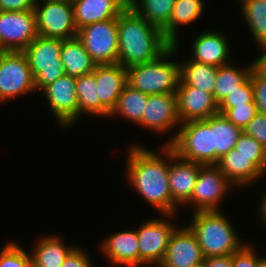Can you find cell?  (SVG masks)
Segmentation results:
<instances>
[{
    "mask_svg": "<svg viewBox=\"0 0 266 267\" xmlns=\"http://www.w3.org/2000/svg\"><path fill=\"white\" fill-rule=\"evenodd\" d=\"M255 245L249 241L238 251L232 254V267H258L262 255L256 253Z\"/></svg>",
    "mask_w": 266,
    "mask_h": 267,
    "instance_id": "cell-38",
    "label": "cell"
},
{
    "mask_svg": "<svg viewBox=\"0 0 266 267\" xmlns=\"http://www.w3.org/2000/svg\"><path fill=\"white\" fill-rule=\"evenodd\" d=\"M212 131L214 139V164L235 148L236 142L243 130L233 125L222 114L212 116Z\"/></svg>",
    "mask_w": 266,
    "mask_h": 267,
    "instance_id": "cell-30",
    "label": "cell"
},
{
    "mask_svg": "<svg viewBox=\"0 0 266 267\" xmlns=\"http://www.w3.org/2000/svg\"><path fill=\"white\" fill-rule=\"evenodd\" d=\"M169 146L183 159L202 165L214 164L212 116L205 120L181 123Z\"/></svg>",
    "mask_w": 266,
    "mask_h": 267,
    "instance_id": "cell-5",
    "label": "cell"
},
{
    "mask_svg": "<svg viewBox=\"0 0 266 267\" xmlns=\"http://www.w3.org/2000/svg\"><path fill=\"white\" fill-rule=\"evenodd\" d=\"M147 102V94L126 85L114 109L109 114L108 119L118 116L138 126L142 121V115L143 112H145V105H147Z\"/></svg>",
    "mask_w": 266,
    "mask_h": 267,
    "instance_id": "cell-28",
    "label": "cell"
},
{
    "mask_svg": "<svg viewBox=\"0 0 266 267\" xmlns=\"http://www.w3.org/2000/svg\"><path fill=\"white\" fill-rule=\"evenodd\" d=\"M235 148L245 156H253V163L266 175V149L258 141L242 132Z\"/></svg>",
    "mask_w": 266,
    "mask_h": 267,
    "instance_id": "cell-34",
    "label": "cell"
},
{
    "mask_svg": "<svg viewBox=\"0 0 266 267\" xmlns=\"http://www.w3.org/2000/svg\"><path fill=\"white\" fill-rule=\"evenodd\" d=\"M263 257L261 258V261L259 263L258 267H266V255L264 256V254H262Z\"/></svg>",
    "mask_w": 266,
    "mask_h": 267,
    "instance_id": "cell-45",
    "label": "cell"
},
{
    "mask_svg": "<svg viewBox=\"0 0 266 267\" xmlns=\"http://www.w3.org/2000/svg\"><path fill=\"white\" fill-rule=\"evenodd\" d=\"M76 93L79 103V120L85 114L100 117V98L93 73L76 78Z\"/></svg>",
    "mask_w": 266,
    "mask_h": 267,
    "instance_id": "cell-32",
    "label": "cell"
},
{
    "mask_svg": "<svg viewBox=\"0 0 266 267\" xmlns=\"http://www.w3.org/2000/svg\"><path fill=\"white\" fill-rule=\"evenodd\" d=\"M178 214H161L136 228L139 242V267H157L164 259L169 239L178 227L175 223Z\"/></svg>",
    "mask_w": 266,
    "mask_h": 267,
    "instance_id": "cell-7",
    "label": "cell"
},
{
    "mask_svg": "<svg viewBox=\"0 0 266 267\" xmlns=\"http://www.w3.org/2000/svg\"><path fill=\"white\" fill-rule=\"evenodd\" d=\"M191 216L187 226L197 237L204 258L232 255L248 242L241 239L237 227L222 210L197 211Z\"/></svg>",
    "mask_w": 266,
    "mask_h": 267,
    "instance_id": "cell-3",
    "label": "cell"
},
{
    "mask_svg": "<svg viewBox=\"0 0 266 267\" xmlns=\"http://www.w3.org/2000/svg\"><path fill=\"white\" fill-rule=\"evenodd\" d=\"M36 92L34 77L23 52L0 54V105Z\"/></svg>",
    "mask_w": 266,
    "mask_h": 267,
    "instance_id": "cell-9",
    "label": "cell"
},
{
    "mask_svg": "<svg viewBox=\"0 0 266 267\" xmlns=\"http://www.w3.org/2000/svg\"><path fill=\"white\" fill-rule=\"evenodd\" d=\"M98 248L110 265L139 267V242L136 228L108 234L102 239Z\"/></svg>",
    "mask_w": 266,
    "mask_h": 267,
    "instance_id": "cell-20",
    "label": "cell"
},
{
    "mask_svg": "<svg viewBox=\"0 0 266 267\" xmlns=\"http://www.w3.org/2000/svg\"><path fill=\"white\" fill-rule=\"evenodd\" d=\"M89 252L82 247L76 246L66 257L61 267H95L94 259Z\"/></svg>",
    "mask_w": 266,
    "mask_h": 267,
    "instance_id": "cell-40",
    "label": "cell"
},
{
    "mask_svg": "<svg viewBox=\"0 0 266 267\" xmlns=\"http://www.w3.org/2000/svg\"><path fill=\"white\" fill-rule=\"evenodd\" d=\"M202 262L204 256L197 237L184 223L172 233L164 259L158 267H192Z\"/></svg>",
    "mask_w": 266,
    "mask_h": 267,
    "instance_id": "cell-16",
    "label": "cell"
},
{
    "mask_svg": "<svg viewBox=\"0 0 266 267\" xmlns=\"http://www.w3.org/2000/svg\"><path fill=\"white\" fill-rule=\"evenodd\" d=\"M117 63L126 69L157 59L172 44L163 31L147 22L130 6L117 18Z\"/></svg>",
    "mask_w": 266,
    "mask_h": 267,
    "instance_id": "cell-2",
    "label": "cell"
},
{
    "mask_svg": "<svg viewBox=\"0 0 266 267\" xmlns=\"http://www.w3.org/2000/svg\"><path fill=\"white\" fill-rule=\"evenodd\" d=\"M243 132L266 149V115L258 113L244 128Z\"/></svg>",
    "mask_w": 266,
    "mask_h": 267,
    "instance_id": "cell-39",
    "label": "cell"
},
{
    "mask_svg": "<svg viewBox=\"0 0 266 267\" xmlns=\"http://www.w3.org/2000/svg\"><path fill=\"white\" fill-rule=\"evenodd\" d=\"M176 0H129V6L162 31L168 26Z\"/></svg>",
    "mask_w": 266,
    "mask_h": 267,
    "instance_id": "cell-31",
    "label": "cell"
},
{
    "mask_svg": "<svg viewBox=\"0 0 266 267\" xmlns=\"http://www.w3.org/2000/svg\"><path fill=\"white\" fill-rule=\"evenodd\" d=\"M62 39L47 38L38 35L22 52L25 54L36 92L65 75L60 59Z\"/></svg>",
    "mask_w": 266,
    "mask_h": 267,
    "instance_id": "cell-6",
    "label": "cell"
},
{
    "mask_svg": "<svg viewBox=\"0 0 266 267\" xmlns=\"http://www.w3.org/2000/svg\"><path fill=\"white\" fill-rule=\"evenodd\" d=\"M38 36L34 10L0 11V46L22 52Z\"/></svg>",
    "mask_w": 266,
    "mask_h": 267,
    "instance_id": "cell-14",
    "label": "cell"
},
{
    "mask_svg": "<svg viewBox=\"0 0 266 267\" xmlns=\"http://www.w3.org/2000/svg\"><path fill=\"white\" fill-rule=\"evenodd\" d=\"M180 47L173 44L157 59L128 67L127 85L147 95L176 94L180 81V60H175V56Z\"/></svg>",
    "mask_w": 266,
    "mask_h": 267,
    "instance_id": "cell-4",
    "label": "cell"
},
{
    "mask_svg": "<svg viewBox=\"0 0 266 267\" xmlns=\"http://www.w3.org/2000/svg\"><path fill=\"white\" fill-rule=\"evenodd\" d=\"M3 52H4V51H3L2 47L0 46V54L3 53Z\"/></svg>",
    "mask_w": 266,
    "mask_h": 267,
    "instance_id": "cell-47",
    "label": "cell"
},
{
    "mask_svg": "<svg viewBox=\"0 0 266 267\" xmlns=\"http://www.w3.org/2000/svg\"><path fill=\"white\" fill-rule=\"evenodd\" d=\"M230 39L223 31L206 29L193 38L190 47V58L193 61L216 67L231 63L232 49Z\"/></svg>",
    "mask_w": 266,
    "mask_h": 267,
    "instance_id": "cell-15",
    "label": "cell"
},
{
    "mask_svg": "<svg viewBox=\"0 0 266 267\" xmlns=\"http://www.w3.org/2000/svg\"><path fill=\"white\" fill-rule=\"evenodd\" d=\"M205 267H232V255L204 258Z\"/></svg>",
    "mask_w": 266,
    "mask_h": 267,
    "instance_id": "cell-42",
    "label": "cell"
},
{
    "mask_svg": "<svg viewBox=\"0 0 266 267\" xmlns=\"http://www.w3.org/2000/svg\"><path fill=\"white\" fill-rule=\"evenodd\" d=\"M36 0H0V11L34 10Z\"/></svg>",
    "mask_w": 266,
    "mask_h": 267,
    "instance_id": "cell-41",
    "label": "cell"
},
{
    "mask_svg": "<svg viewBox=\"0 0 266 267\" xmlns=\"http://www.w3.org/2000/svg\"><path fill=\"white\" fill-rule=\"evenodd\" d=\"M219 113L225 116L233 125L244 130L247 124L258 114V111L253 100L236 107L219 108Z\"/></svg>",
    "mask_w": 266,
    "mask_h": 267,
    "instance_id": "cell-35",
    "label": "cell"
},
{
    "mask_svg": "<svg viewBox=\"0 0 266 267\" xmlns=\"http://www.w3.org/2000/svg\"><path fill=\"white\" fill-rule=\"evenodd\" d=\"M216 165L236 188L242 190L266 177L253 163V156H245L236 148L219 159Z\"/></svg>",
    "mask_w": 266,
    "mask_h": 267,
    "instance_id": "cell-21",
    "label": "cell"
},
{
    "mask_svg": "<svg viewBox=\"0 0 266 267\" xmlns=\"http://www.w3.org/2000/svg\"><path fill=\"white\" fill-rule=\"evenodd\" d=\"M263 194H260L261 201L259 203L257 211L260 213V225L263 224V227L266 228V188L262 192Z\"/></svg>",
    "mask_w": 266,
    "mask_h": 267,
    "instance_id": "cell-43",
    "label": "cell"
},
{
    "mask_svg": "<svg viewBox=\"0 0 266 267\" xmlns=\"http://www.w3.org/2000/svg\"><path fill=\"white\" fill-rule=\"evenodd\" d=\"M77 29L99 21L118 18L129 0H71Z\"/></svg>",
    "mask_w": 266,
    "mask_h": 267,
    "instance_id": "cell-22",
    "label": "cell"
},
{
    "mask_svg": "<svg viewBox=\"0 0 266 267\" xmlns=\"http://www.w3.org/2000/svg\"><path fill=\"white\" fill-rule=\"evenodd\" d=\"M39 94L46 100L61 131H67L66 129H72L74 125L79 124L76 78L65 74L45 86Z\"/></svg>",
    "mask_w": 266,
    "mask_h": 267,
    "instance_id": "cell-11",
    "label": "cell"
},
{
    "mask_svg": "<svg viewBox=\"0 0 266 267\" xmlns=\"http://www.w3.org/2000/svg\"><path fill=\"white\" fill-rule=\"evenodd\" d=\"M38 35L70 39L78 34L71 0H42L34 8Z\"/></svg>",
    "mask_w": 266,
    "mask_h": 267,
    "instance_id": "cell-10",
    "label": "cell"
},
{
    "mask_svg": "<svg viewBox=\"0 0 266 267\" xmlns=\"http://www.w3.org/2000/svg\"><path fill=\"white\" fill-rule=\"evenodd\" d=\"M32 257L33 267H61L69 253L77 245H67L60 235L43 234L36 237L33 243Z\"/></svg>",
    "mask_w": 266,
    "mask_h": 267,
    "instance_id": "cell-23",
    "label": "cell"
},
{
    "mask_svg": "<svg viewBox=\"0 0 266 267\" xmlns=\"http://www.w3.org/2000/svg\"><path fill=\"white\" fill-rule=\"evenodd\" d=\"M93 74L100 98V117L108 118L127 85V69L118 63L96 65Z\"/></svg>",
    "mask_w": 266,
    "mask_h": 267,
    "instance_id": "cell-18",
    "label": "cell"
},
{
    "mask_svg": "<svg viewBox=\"0 0 266 267\" xmlns=\"http://www.w3.org/2000/svg\"><path fill=\"white\" fill-rule=\"evenodd\" d=\"M240 14L246 22L253 43L261 49L266 45V0H238ZM250 30V31H249Z\"/></svg>",
    "mask_w": 266,
    "mask_h": 267,
    "instance_id": "cell-29",
    "label": "cell"
},
{
    "mask_svg": "<svg viewBox=\"0 0 266 267\" xmlns=\"http://www.w3.org/2000/svg\"><path fill=\"white\" fill-rule=\"evenodd\" d=\"M200 165L179 157L169 146L168 184L172 200L179 208H184L191 198Z\"/></svg>",
    "mask_w": 266,
    "mask_h": 267,
    "instance_id": "cell-17",
    "label": "cell"
},
{
    "mask_svg": "<svg viewBox=\"0 0 266 267\" xmlns=\"http://www.w3.org/2000/svg\"><path fill=\"white\" fill-rule=\"evenodd\" d=\"M205 5L204 0H176L168 26L163 30L165 38L172 45L179 44V26L188 27L202 18Z\"/></svg>",
    "mask_w": 266,
    "mask_h": 267,
    "instance_id": "cell-24",
    "label": "cell"
},
{
    "mask_svg": "<svg viewBox=\"0 0 266 267\" xmlns=\"http://www.w3.org/2000/svg\"><path fill=\"white\" fill-rule=\"evenodd\" d=\"M180 125L176 94L148 95V102L145 105L142 121L138 125L139 128H145L147 132H153L163 137L171 134V136H168V140L162 143L163 145H169L175 139L178 132L177 128Z\"/></svg>",
    "mask_w": 266,
    "mask_h": 267,
    "instance_id": "cell-13",
    "label": "cell"
},
{
    "mask_svg": "<svg viewBox=\"0 0 266 267\" xmlns=\"http://www.w3.org/2000/svg\"><path fill=\"white\" fill-rule=\"evenodd\" d=\"M28 251L13 239L7 241L0 249V267H33L31 250Z\"/></svg>",
    "mask_w": 266,
    "mask_h": 267,
    "instance_id": "cell-33",
    "label": "cell"
},
{
    "mask_svg": "<svg viewBox=\"0 0 266 267\" xmlns=\"http://www.w3.org/2000/svg\"><path fill=\"white\" fill-rule=\"evenodd\" d=\"M250 80L257 111L266 115V71L256 64L250 73Z\"/></svg>",
    "mask_w": 266,
    "mask_h": 267,
    "instance_id": "cell-36",
    "label": "cell"
},
{
    "mask_svg": "<svg viewBox=\"0 0 266 267\" xmlns=\"http://www.w3.org/2000/svg\"><path fill=\"white\" fill-rule=\"evenodd\" d=\"M139 142L127 147L125 166L126 182L136 193L161 214H180L173 202L168 184L169 145H162L159 152Z\"/></svg>",
    "mask_w": 266,
    "mask_h": 267,
    "instance_id": "cell-1",
    "label": "cell"
},
{
    "mask_svg": "<svg viewBox=\"0 0 266 267\" xmlns=\"http://www.w3.org/2000/svg\"><path fill=\"white\" fill-rule=\"evenodd\" d=\"M233 189L236 187L216 164H201L193 193L184 207H191L193 212L221 210L223 201Z\"/></svg>",
    "mask_w": 266,
    "mask_h": 267,
    "instance_id": "cell-8",
    "label": "cell"
},
{
    "mask_svg": "<svg viewBox=\"0 0 266 267\" xmlns=\"http://www.w3.org/2000/svg\"><path fill=\"white\" fill-rule=\"evenodd\" d=\"M60 59L63 63L65 74L73 78L93 73L97 65L77 36L62 40Z\"/></svg>",
    "mask_w": 266,
    "mask_h": 267,
    "instance_id": "cell-25",
    "label": "cell"
},
{
    "mask_svg": "<svg viewBox=\"0 0 266 267\" xmlns=\"http://www.w3.org/2000/svg\"><path fill=\"white\" fill-rule=\"evenodd\" d=\"M192 267H205V264H204V262H202V263L195 265V266H192Z\"/></svg>",
    "mask_w": 266,
    "mask_h": 267,
    "instance_id": "cell-46",
    "label": "cell"
},
{
    "mask_svg": "<svg viewBox=\"0 0 266 267\" xmlns=\"http://www.w3.org/2000/svg\"><path fill=\"white\" fill-rule=\"evenodd\" d=\"M177 112L181 123L205 120L219 114L218 103L213 94L179 81L176 90Z\"/></svg>",
    "mask_w": 266,
    "mask_h": 267,
    "instance_id": "cell-19",
    "label": "cell"
},
{
    "mask_svg": "<svg viewBox=\"0 0 266 267\" xmlns=\"http://www.w3.org/2000/svg\"><path fill=\"white\" fill-rule=\"evenodd\" d=\"M77 37L97 65L117 64V18L84 26L78 30Z\"/></svg>",
    "mask_w": 266,
    "mask_h": 267,
    "instance_id": "cell-12",
    "label": "cell"
},
{
    "mask_svg": "<svg viewBox=\"0 0 266 267\" xmlns=\"http://www.w3.org/2000/svg\"><path fill=\"white\" fill-rule=\"evenodd\" d=\"M216 66L186 58L180 61V80L188 86L213 94L217 75Z\"/></svg>",
    "mask_w": 266,
    "mask_h": 267,
    "instance_id": "cell-27",
    "label": "cell"
},
{
    "mask_svg": "<svg viewBox=\"0 0 266 267\" xmlns=\"http://www.w3.org/2000/svg\"><path fill=\"white\" fill-rule=\"evenodd\" d=\"M254 100L253 87L250 77L239 87V89L228 94L219 104L218 108H231L246 104Z\"/></svg>",
    "mask_w": 266,
    "mask_h": 267,
    "instance_id": "cell-37",
    "label": "cell"
},
{
    "mask_svg": "<svg viewBox=\"0 0 266 267\" xmlns=\"http://www.w3.org/2000/svg\"><path fill=\"white\" fill-rule=\"evenodd\" d=\"M249 65L236 66V64H226L217 68L216 84L213 96L219 104L228 94L239 89V87L250 77L253 67L257 64L256 59Z\"/></svg>",
    "mask_w": 266,
    "mask_h": 267,
    "instance_id": "cell-26",
    "label": "cell"
},
{
    "mask_svg": "<svg viewBox=\"0 0 266 267\" xmlns=\"http://www.w3.org/2000/svg\"><path fill=\"white\" fill-rule=\"evenodd\" d=\"M259 50V56L256 58V62L258 66H260L264 71H266V45H264Z\"/></svg>",
    "mask_w": 266,
    "mask_h": 267,
    "instance_id": "cell-44",
    "label": "cell"
}]
</instances>
